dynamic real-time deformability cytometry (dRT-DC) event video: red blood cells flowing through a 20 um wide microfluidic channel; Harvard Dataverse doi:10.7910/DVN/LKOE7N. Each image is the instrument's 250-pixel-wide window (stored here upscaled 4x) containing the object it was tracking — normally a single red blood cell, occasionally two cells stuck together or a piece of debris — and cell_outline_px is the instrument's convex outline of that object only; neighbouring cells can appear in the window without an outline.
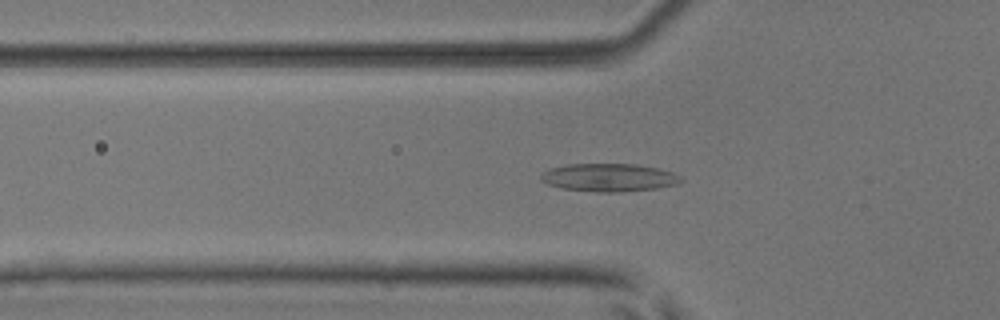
{"species": "common noctule bat (a hibernating species)", "species_latin": "Nyctalus noctula", "temperature_condition": "room temperature", "stored_images_in_passage": 36, "camera_frame_rate_fps": 3000, "um_per_image_px": 0.085, "animal": {"sex": "male", "body_mass_g": 17.9, "forearm_length_mm": 54.2}, "frame": {"image": 1, "passage_image": 6, "time_ms": 1.667, "image_size_px": [1000, 320], "cell_outline_px": [[684, 180], [676, 184], [656, 188], [620, 192], [596, 192], [560, 188], [548, 184], [540, 180], [540, 176], [544, 172], [552, 168], [564, 164], [636, 164], [660, 168], [672, 172], [680, 176]], "centroid_in_image_um": [51.77, 15.09], "position_along_channel_um": 74.0, "area_um2": 22.89}}
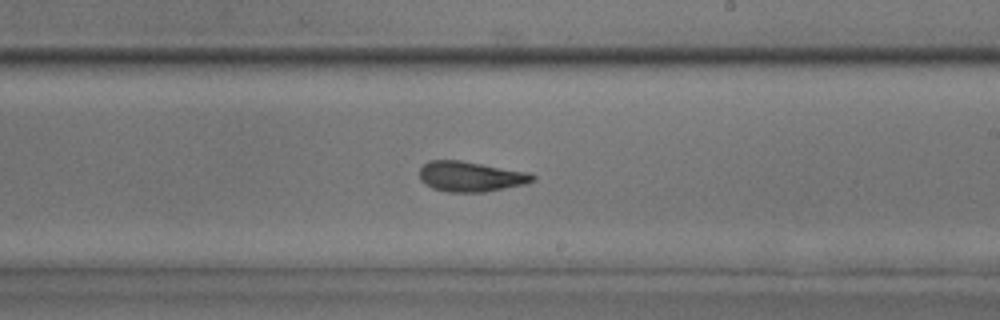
{"frame": {"image": 2, "passage_image": 19, "time_ms": 6.0, "image_size_px": [1000, 320], "cell_outline_px": [[536, 180], [524, 184], [484, 192], [448, 192], [432, 188], [424, 184], [420, 180], [420, 168], [428, 160], [460, 160], [528, 172], [536, 176]], "centroid_in_image_um": [39.98, 15.0], "position_along_channel_um": 249.0, "area_um2": 19.94}}
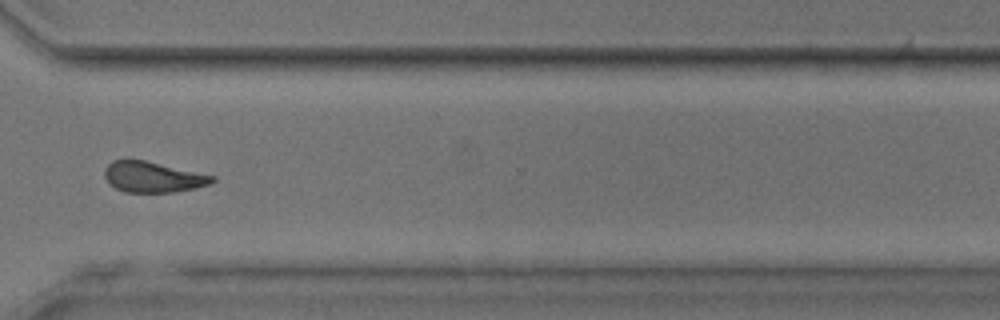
{"frame": {"image": 3, "passage_image": 27, "time_ms": 8.667, "image_size_px": [1000, 320], "cell_outline_px": [[216, 180], [208, 184], [196, 188], [176, 192], [124, 192], [116, 188], [104, 176], [104, 168], [112, 160], [144, 160], [216, 176]], "centroid_in_image_um": [13.01, 15.05], "position_along_channel_um": 357.6, "area_um2": 19.13}, "authors_computed_cell_mechanics": {"area_um2": 20.4034, "velocity_mm_per_s": 4.0421, "shape_relaxation_time_tau1_ms": 4.8886, "shape_relaxation_time_tau2_ms": 2.0832, "deformation_change_tau1": 0.1428, "deformation_change_tau2": 0.0945}}